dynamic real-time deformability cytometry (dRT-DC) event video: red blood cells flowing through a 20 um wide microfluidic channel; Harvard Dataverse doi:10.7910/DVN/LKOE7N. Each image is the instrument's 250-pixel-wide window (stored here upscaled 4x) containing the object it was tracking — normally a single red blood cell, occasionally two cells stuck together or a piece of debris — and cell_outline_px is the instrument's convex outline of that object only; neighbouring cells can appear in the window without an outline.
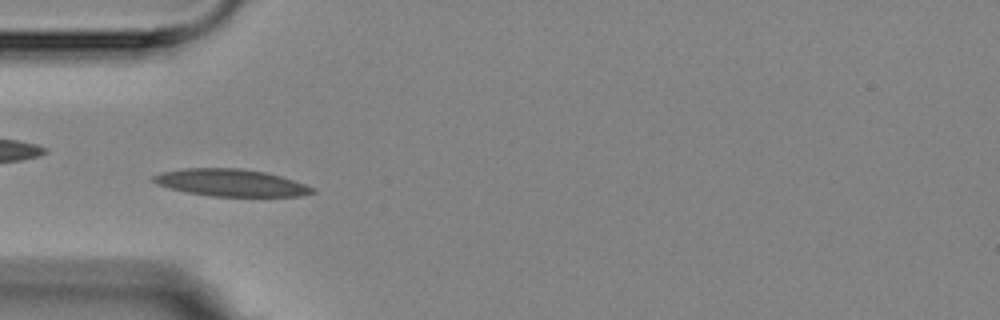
{"species": "Egyptian fruit bat (a non-hibernating species)", "species_latin": "Rousettus aegyptiacus", "temperature_condition": "room temperature", "stored_images_in_passage": 4, "camera_frame_rate_fps": 3000, "um_per_image_px": 0.085, "animal": {"sex": "female"}, "frame": {"image": 1, "passage_image": 4, "time_ms": 4.667, "image_size_px": [1000, 320], "cell_outline_px": [[316, 192], [300, 196], [212, 196], [188, 192], [168, 188], [156, 184], [152, 180], [152, 176], [164, 172], [184, 168], [240, 168], [264, 172], [280, 176], [316, 188]], "centroid_in_image_um": [19.62, 15.53], "position_along_channel_um": 65.4, "area_um2": 24.97}}